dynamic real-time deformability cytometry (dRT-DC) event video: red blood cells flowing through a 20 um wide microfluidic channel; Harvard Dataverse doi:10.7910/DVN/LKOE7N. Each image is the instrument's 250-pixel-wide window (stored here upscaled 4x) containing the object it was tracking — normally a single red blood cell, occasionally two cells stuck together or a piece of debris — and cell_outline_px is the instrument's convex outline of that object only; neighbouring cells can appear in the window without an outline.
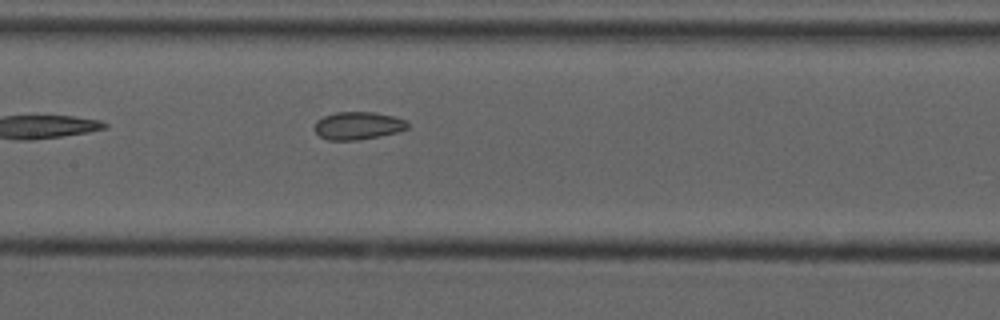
{"species": "common noctule bat (a hibernating species)", "species_latin": "Nyctalus noctula", "temperature_condition": "cold", "stored_images_in_passage": 8, "camera_frame_rate_fps": 3000, "um_per_image_px": 0.085, "animal": {"sex": "male", "forearm_length_mm": 52.5}, "frame": {"image": 1, "passage_image": 8, "time_ms": 9.667, "image_size_px": [1000, 320], "cell_outline_px": [[408, 128], [396, 132], [380, 136], [356, 140], [328, 140], [320, 136], [312, 128], [316, 120], [324, 116], [336, 112], [372, 112], [392, 116], [404, 120], [408, 124]], "centroid_in_image_um": [30.37, 10.68], "position_along_channel_um": 177.0, "area_um2": 14.97}}